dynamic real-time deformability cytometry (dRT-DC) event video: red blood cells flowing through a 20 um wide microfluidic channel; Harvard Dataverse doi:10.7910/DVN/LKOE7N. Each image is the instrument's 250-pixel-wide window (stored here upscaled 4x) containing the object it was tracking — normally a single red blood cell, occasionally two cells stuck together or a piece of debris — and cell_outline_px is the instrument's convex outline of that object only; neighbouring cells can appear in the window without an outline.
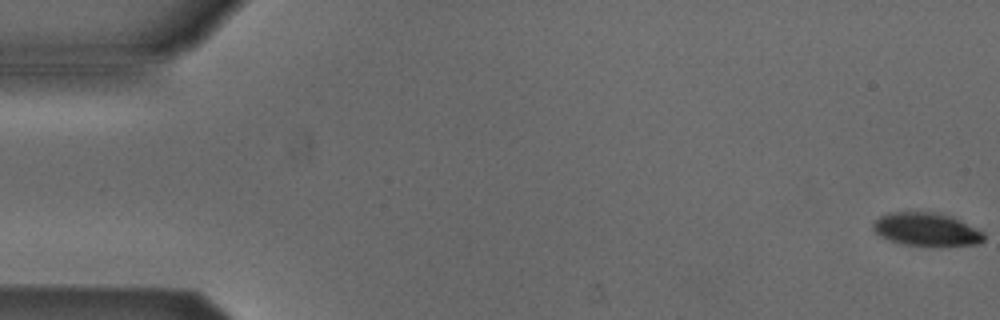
{"species": "Egyptian fruit bat (a non-hibernating species)", "species_latin": "Rousettus aegyptiacus", "temperature_condition": "cold", "stored_images_in_passage": 5, "camera_frame_rate_fps": 3000, "um_per_image_px": 0.085, "animal": {"sex": "male"}, "frame": {"image": 1, "passage_image": 1, "time_ms": 0.0, "image_size_px": [1000, 320], "cell_outline_px": [[984, 240], [976, 244], [940, 248], [904, 244], [880, 236], [872, 228], [872, 224], [880, 216], [888, 212], [932, 212], [952, 216], [984, 232]], "centroid_in_image_um": [78.78, 19.52], "position_along_channel_um": 6.2, "area_um2": 21.79}}
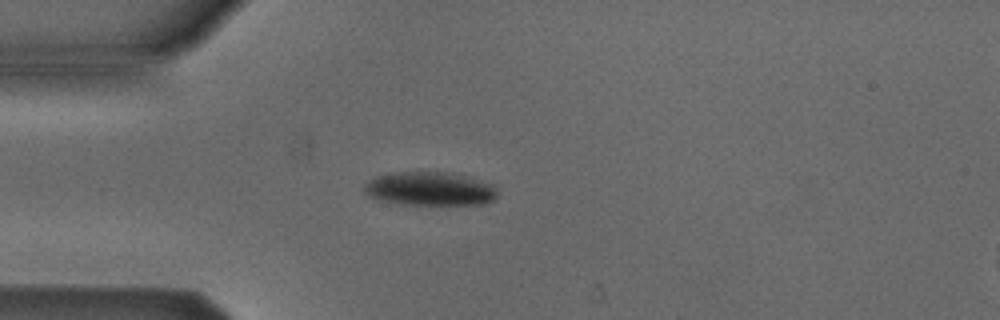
{"frame": {"image": 2, "passage_image": 5, "time_ms": 4.667, "image_size_px": [1000, 320], "cell_outline_px": [[496, 196], [492, 200], [484, 204], [400, 204], [368, 196], [364, 192], [364, 184], [368, 180], [376, 176], [388, 172], [452, 172], [468, 176], [492, 184], [496, 188]], "centroid_in_image_um": [36.52, 16.03], "position_along_channel_um": 48.5, "area_um2": 26.18}}